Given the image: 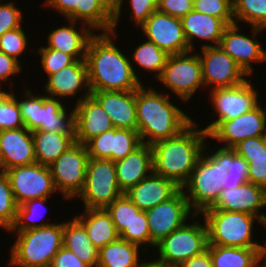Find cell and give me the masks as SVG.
Listing matches in <instances>:
<instances>
[{"mask_svg": "<svg viewBox=\"0 0 266 267\" xmlns=\"http://www.w3.org/2000/svg\"><path fill=\"white\" fill-rule=\"evenodd\" d=\"M249 182L246 177H234V176H229V172L226 175V177L223 179L221 185L222 189H235L242 184H245Z\"/></svg>", "mask_w": 266, "mask_h": 267, "instance_id": "obj_54", "label": "cell"}, {"mask_svg": "<svg viewBox=\"0 0 266 267\" xmlns=\"http://www.w3.org/2000/svg\"><path fill=\"white\" fill-rule=\"evenodd\" d=\"M74 108L75 141L85 145L90 139L114 128L101 105L91 96L83 94Z\"/></svg>", "mask_w": 266, "mask_h": 267, "instance_id": "obj_20", "label": "cell"}, {"mask_svg": "<svg viewBox=\"0 0 266 267\" xmlns=\"http://www.w3.org/2000/svg\"><path fill=\"white\" fill-rule=\"evenodd\" d=\"M88 161L86 146L75 142L49 165L54 186L66 201L83 190Z\"/></svg>", "mask_w": 266, "mask_h": 267, "instance_id": "obj_11", "label": "cell"}, {"mask_svg": "<svg viewBox=\"0 0 266 267\" xmlns=\"http://www.w3.org/2000/svg\"><path fill=\"white\" fill-rule=\"evenodd\" d=\"M5 172L18 206L29 200L48 198L57 191L49 166L34 163Z\"/></svg>", "mask_w": 266, "mask_h": 267, "instance_id": "obj_12", "label": "cell"}, {"mask_svg": "<svg viewBox=\"0 0 266 267\" xmlns=\"http://www.w3.org/2000/svg\"><path fill=\"white\" fill-rule=\"evenodd\" d=\"M91 96L104 109L114 128L137 130L136 90L92 91Z\"/></svg>", "mask_w": 266, "mask_h": 267, "instance_id": "obj_23", "label": "cell"}, {"mask_svg": "<svg viewBox=\"0 0 266 267\" xmlns=\"http://www.w3.org/2000/svg\"><path fill=\"white\" fill-rule=\"evenodd\" d=\"M204 44L201 46L202 55L199 54V59L205 87H210V85H212V89L233 87L246 80L245 72L220 45Z\"/></svg>", "mask_w": 266, "mask_h": 267, "instance_id": "obj_15", "label": "cell"}, {"mask_svg": "<svg viewBox=\"0 0 266 267\" xmlns=\"http://www.w3.org/2000/svg\"><path fill=\"white\" fill-rule=\"evenodd\" d=\"M238 23L228 25L221 37L220 46L229 54L236 64L245 72L247 76L253 73L252 62L262 63L266 61V51L262 48L261 43L255 38L257 33L262 32L263 28L253 27V39L240 34Z\"/></svg>", "mask_w": 266, "mask_h": 267, "instance_id": "obj_18", "label": "cell"}, {"mask_svg": "<svg viewBox=\"0 0 266 267\" xmlns=\"http://www.w3.org/2000/svg\"><path fill=\"white\" fill-rule=\"evenodd\" d=\"M192 51L169 55L160 77V83L172 90L178 98L189 101L204 86L199 53Z\"/></svg>", "mask_w": 266, "mask_h": 267, "instance_id": "obj_10", "label": "cell"}, {"mask_svg": "<svg viewBox=\"0 0 266 267\" xmlns=\"http://www.w3.org/2000/svg\"><path fill=\"white\" fill-rule=\"evenodd\" d=\"M36 163L49 166L75 141L74 133L32 131Z\"/></svg>", "mask_w": 266, "mask_h": 267, "instance_id": "obj_30", "label": "cell"}, {"mask_svg": "<svg viewBox=\"0 0 266 267\" xmlns=\"http://www.w3.org/2000/svg\"><path fill=\"white\" fill-rule=\"evenodd\" d=\"M82 21L93 30L112 32L113 16L98 0H77V22Z\"/></svg>", "mask_w": 266, "mask_h": 267, "instance_id": "obj_35", "label": "cell"}, {"mask_svg": "<svg viewBox=\"0 0 266 267\" xmlns=\"http://www.w3.org/2000/svg\"><path fill=\"white\" fill-rule=\"evenodd\" d=\"M36 163L32 132L26 127L2 130L0 168L4 171Z\"/></svg>", "mask_w": 266, "mask_h": 267, "instance_id": "obj_22", "label": "cell"}, {"mask_svg": "<svg viewBox=\"0 0 266 267\" xmlns=\"http://www.w3.org/2000/svg\"><path fill=\"white\" fill-rule=\"evenodd\" d=\"M140 267H173L164 263H161L157 260L149 261V262H141Z\"/></svg>", "mask_w": 266, "mask_h": 267, "instance_id": "obj_56", "label": "cell"}, {"mask_svg": "<svg viewBox=\"0 0 266 267\" xmlns=\"http://www.w3.org/2000/svg\"><path fill=\"white\" fill-rule=\"evenodd\" d=\"M159 251L157 261L177 267L181 262L199 255L207 250V226L197 221L185 223L168 236L164 237L155 246Z\"/></svg>", "mask_w": 266, "mask_h": 267, "instance_id": "obj_8", "label": "cell"}, {"mask_svg": "<svg viewBox=\"0 0 266 267\" xmlns=\"http://www.w3.org/2000/svg\"><path fill=\"white\" fill-rule=\"evenodd\" d=\"M17 232L9 264L17 267H49L63 246V223Z\"/></svg>", "mask_w": 266, "mask_h": 267, "instance_id": "obj_5", "label": "cell"}, {"mask_svg": "<svg viewBox=\"0 0 266 267\" xmlns=\"http://www.w3.org/2000/svg\"><path fill=\"white\" fill-rule=\"evenodd\" d=\"M132 61L136 62L141 69L155 72L158 79L166 65L169 55L161 50L155 43L146 41L134 48Z\"/></svg>", "mask_w": 266, "mask_h": 267, "instance_id": "obj_37", "label": "cell"}, {"mask_svg": "<svg viewBox=\"0 0 266 267\" xmlns=\"http://www.w3.org/2000/svg\"><path fill=\"white\" fill-rule=\"evenodd\" d=\"M17 207L6 172L0 168V227L4 230L14 224Z\"/></svg>", "mask_w": 266, "mask_h": 267, "instance_id": "obj_39", "label": "cell"}, {"mask_svg": "<svg viewBox=\"0 0 266 267\" xmlns=\"http://www.w3.org/2000/svg\"><path fill=\"white\" fill-rule=\"evenodd\" d=\"M121 195L114 162L89 158L85 184L78 195L85 209H106Z\"/></svg>", "mask_w": 266, "mask_h": 267, "instance_id": "obj_9", "label": "cell"}, {"mask_svg": "<svg viewBox=\"0 0 266 267\" xmlns=\"http://www.w3.org/2000/svg\"><path fill=\"white\" fill-rule=\"evenodd\" d=\"M182 28L188 42L189 49L193 51V40L201 39L214 42L218 46L225 28L228 26L222 19L198 11H190L181 18Z\"/></svg>", "mask_w": 266, "mask_h": 267, "instance_id": "obj_28", "label": "cell"}, {"mask_svg": "<svg viewBox=\"0 0 266 267\" xmlns=\"http://www.w3.org/2000/svg\"><path fill=\"white\" fill-rule=\"evenodd\" d=\"M227 174L226 148L220 147L210 155L203 150L189 179L181 187L195 214L217 202L222 191L221 183Z\"/></svg>", "mask_w": 266, "mask_h": 267, "instance_id": "obj_4", "label": "cell"}, {"mask_svg": "<svg viewBox=\"0 0 266 267\" xmlns=\"http://www.w3.org/2000/svg\"><path fill=\"white\" fill-rule=\"evenodd\" d=\"M22 11L13 2L0 3V37L7 31L21 27Z\"/></svg>", "mask_w": 266, "mask_h": 267, "instance_id": "obj_47", "label": "cell"}, {"mask_svg": "<svg viewBox=\"0 0 266 267\" xmlns=\"http://www.w3.org/2000/svg\"><path fill=\"white\" fill-rule=\"evenodd\" d=\"M106 211L110 214L114 226L120 234L141 210L123 194L115 199L106 208Z\"/></svg>", "mask_w": 266, "mask_h": 267, "instance_id": "obj_41", "label": "cell"}, {"mask_svg": "<svg viewBox=\"0 0 266 267\" xmlns=\"http://www.w3.org/2000/svg\"><path fill=\"white\" fill-rule=\"evenodd\" d=\"M157 10L173 17L182 18L193 10L192 0H158Z\"/></svg>", "mask_w": 266, "mask_h": 267, "instance_id": "obj_48", "label": "cell"}, {"mask_svg": "<svg viewBox=\"0 0 266 267\" xmlns=\"http://www.w3.org/2000/svg\"><path fill=\"white\" fill-rule=\"evenodd\" d=\"M117 32L95 34L88 45L85 61L92 91L137 90L141 81L131 60L115 45Z\"/></svg>", "mask_w": 266, "mask_h": 267, "instance_id": "obj_1", "label": "cell"}, {"mask_svg": "<svg viewBox=\"0 0 266 267\" xmlns=\"http://www.w3.org/2000/svg\"><path fill=\"white\" fill-rule=\"evenodd\" d=\"M204 221L208 231V245L260 248L261 244L253 242L254 219L265 224L256 216L214 209L212 206L203 210Z\"/></svg>", "mask_w": 266, "mask_h": 267, "instance_id": "obj_6", "label": "cell"}, {"mask_svg": "<svg viewBox=\"0 0 266 267\" xmlns=\"http://www.w3.org/2000/svg\"><path fill=\"white\" fill-rule=\"evenodd\" d=\"M148 41L155 43L168 55L191 51L186 40L181 18L153 12L140 27Z\"/></svg>", "mask_w": 266, "mask_h": 267, "instance_id": "obj_16", "label": "cell"}, {"mask_svg": "<svg viewBox=\"0 0 266 267\" xmlns=\"http://www.w3.org/2000/svg\"><path fill=\"white\" fill-rule=\"evenodd\" d=\"M21 63L0 51V82H6L11 76L21 71Z\"/></svg>", "mask_w": 266, "mask_h": 267, "instance_id": "obj_52", "label": "cell"}, {"mask_svg": "<svg viewBox=\"0 0 266 267\" xmlns=\"http://www.w3.org/2000/svg\"><path fill=\"white\" fill-rule=\"evenodd\" d=\"M212 207L254 215L266 226V215L260 211L266 207V189L260 185L247 182L235 189H222L220 198Z\"/></svg>", "mask_w": 266, "mask_h": 267, "instance_id": "obj_21", "label": "cell"}, {"mask_svg": "<svg viewBox=\"0 0 266 267\" xmlns=\"http://www.w3.org/2000/svg\"><path fill=\"white\" fill-rule=\"evenodd\" d=\"M47 199L48 198L33 199L18 206L15 222L8 231L10 232L26 231L29 229L41 228V227L54 224L51 222L37 223V221H39L40 219H43L44 217L43 214L41 213V209L45 208V205H46L45 203L47 202ZM41 214L42 216H40Z\"/></svg>", "mask_w": 266, "mask_h": 267, "instance_id": "obj_36", "label": "cell"}, {"mask_svg": "<svg viewBox=\"0 0 266 267\" xmlns=\"http://www.w3.org/2000/svg\"><path fill=\"white\" fill-rule=\"evenodd\" d=\"M233 149L248 162V181L266 189V136L247 138Z\"/></svg>", "mask_w": 266, "mask_h": 267, "instance_id": "obj_31", "label": "cell"}, {"mask_svg": "<svg viewBox=\"0 0 266 267\" xmlns=\"http://www.w3.org/2000/svg\"><path fill=\"white\" fill-rule=\"evenodd\" d=\"M15 94L0 89V130L22 128L24 122Z\"/></svg>", "mask_w": 266, "mask_h": 267, "instance_id": "obj_40", "label": "cell"}, {"mask_svg": "<svg viewBox=\"0 0 266 267\" xmlns=\"http://www.w3.org/2000/svg\"><path fill=\"white\" fill-rule=\"evenodd\" d=\"M177 267H213L212 259L208 250L181 262Z\"/></svg>", "mask_w": 266, "mask_h": 267, "instance_id": "obj_53", "label": "cell"}, {"mask_svg": "<svg viewBox=\"0 0 266 267\" xmlns=\"http://www.w3.org/2000/svg\"><path fill=\"white\" fill-rule=\"evenodd\" d=\"M179 189L172 180L152 172L124 195L145 211L170 199Z\"/></svg>", "mask_w": 266, "mask_h": 267, "instance_id": "obj_26", "label": "cell"}, {"mask_svg": "<svg viewBox=\"0 0 266 267\" xmlns=\"http://www.w3.org/2000/svg\"><path fill=\"white\" fill-rule=\"evenodd\" d=\"M120 239L137 244L150 245V233L145 211H140L129 225L119 234Z\"/></svg>", "mask_w": 266, "mask_h": 267, "instance_id": "obj_43", "label": "cell"}, {"mask_svg": "<svg viewBox=\"0 0 266 267\" xmlns=\"http://www.w3.org/2000/svg\"><path fill=\"white\" fill-rule=\"evenodd\" d=\"M213 267H258L260 248L208 245Z\"/></svg>", "mask_w": 266, "mask_h": 267, "instance_id": "obj_33", "label": "cell"}, {"mask_svg": "<svg viewBox=\"0 0 266 267\" xmlns=\"http://www.w3.org/2000/svg\"><path fill=\"white\" fill-rule=\"evenodd\" d=\"M233 5L237 0H229Z\"/></svg>", "mask_w": 266, "mask_h": 267, "instance_id": "obj_58", "label": "cell"}, {"mask_svg": "<svg viewBox=\"0 0 266 267\" xmlns=\"http://www.w3.org/2000/svg\"><path fill=\"white\" fill-rule=\"evenodd\" d=\"M63 246L72 251L81 261L97 267V249L89 239L83 224L76 218L63 222Z\"/></svg>", "mask_w": 266, "mask_h": 267, "instance_id": "obj_32", "label": "cell"}, {"mask_svg": "<svg viewBox=\"0 0 266 267\" xmlns=\"http://www.w3.org/2000/svg\"><path fill=\"white\" fill-rule=\"evenodd\" d=\"M259 103L251 111L236 118L222 121L208 137L223 142L224 148H234L247 138L265 136L266 134V111Z\"/></svg>", "mask_w": 266, "mask_h": 267, "instance_id": "obj_17", "label": "cell"}, {"mask_svg": "<svg viewBox=\"0 0 266 267\" xmlns=\"http://www.w3.org/2000/svg\"><path fill=\"white\" fill-rule=\"evenodd\" d=\"M234 23L244 21L266 29V0H237L233 5Z\"/></svg>", "mask_w": 266, "mask_h": 267, "instance_id": "obj_38", "label": "cell"}, {"mask_svg": "<svg viewBox=\"0 0 266 267\" xmlns=\"http://www.w3.org/2000/svg\"><path fill=\"white\" fill-rule=\"evenodd\" d=\"M26 90V91H25ZM27 99L18 100L21 118L29 131L74 133V109L68 114L59 98L36 95L25 89Z\"/></svg>", "mask_w": 266, "mask_h": 267, "instance_id": "obj_7", "label": "cell"}, {"mask_svg": "<svg viewBox=\"0 0 266 267\" xmlns=\"http://www.w3.org/2000/svg\"><path fill=\"white\" fill-rule=\"evenodd\" d=\"M49 267H92L81 261L72 251L62 246Z\"/></svg>", "mask_w": 266, "mask_h": 267, "instance_id": "obj_50", "label": "cell"}, {"mask_svg": "<svg viewBox=\"0 0 266 267\" xmlns=\"http://www.w3.org/2000/svg\"><path fill=\"white\" fill-rule=\"evenodd\" d=\"M46 85H44L48 97L76 96L79 92L86 88V93H91L88 80V67L85 59H76L73 63L64 67L57 73L48 76Z\"/></svg>", "mask_w": 266, "mask_h": 267, "instance_id": "obj_25", "label": "cell"}, {"mask_svg": "<svg viewBox=\"0 0 266 267\" xmlns=\"http://www.w3.org/2000/svg\"><path fill=\"white\" fill-rule=\"evenodd\" d=\"M124 0H121L118 12L113 17V27L112 32L116 31V26L120 21L121 10ZM130 6L132 8V21L139 25V28L146 22L148 17L158 8V0H129Z\"/></svg>", "mask_w": 266, "mask_h": 267, "instance_id": "obj_44", "label": "cell"}, {"mask_svg": "<svg viewBox=\"0 0 266 267\" xmlns=\"http://www.w3.org/2000/svg\"><path fill=\"white\" fill-rule=\"evenodd\" d=\"M44 5L55 9L60 15L63 14L67 20L77 22V0H45Z\"/></svg>", "mask_w": 266, "mask_h": 267, "instance_id": "obj_51", "label": "cell"}, {"mask_svg": "<svg viewBox=\"0 0 266 267\" xmlns=\"http://www.w3.org/2000/svg\"><path fill=\"white\" fill-rule=\"evenodd\" d=\"M193 10L220 18L227 25L234 24L233 4L229 0H197Z\"/></svg>", "mask_w": 266, "mask_h": 267, "instance_id": "obj_42", "label": "cell"}, {"mask_svg": "<svg viewBox=\"0 0 266 267\" xmlns=\"http://www.w3.org/2000/svg\"><path fill=\"white\" fill-rule=\"evenodd\" d=\"M67 21L70 26L56 28L48 34V46L46 47L71 55L75 60L85 59L89 42L95 35V31L93 32L90 26L84 24L79 32L75 28L76 21Z\"/></svg>", "mask_w": 266, "mask_h": 267, "instance_id": "obj_27", "label": "cell"}, {"mask_svg": "<svg viewBox=\"0 0 266 267\" xmlns=\"http://www.w3.org/2000/svg\"><path fill=\"white\" fill-rule=\"evenodd\" d=\"M226 166L229 176L248 179V162L232 148H226Z\"/></svg>", "mask_w": 266, "mask_h": 267, "instance_id": "obj_49", "label": "cell"}, {"mask_svg": "<svg viewBox=\"0 0 266 267\" xmlns=\"http://www.w3.org/2000/svg\"><path fill=\"white\" fill-rule=\"evenodd\" d=\"M85 227L87 235L97 249L120 238L106 209H85L76 217Z\"/></svg>", "mask_w": 266, "mask_h": 267, "instance_id": "obj_29", "label": "cell"}, {"mask_svg": "<svg viewBox=\"0 0 266 267\" xmlns=\"http://www.w3.org/2000/svg\"><path fill=\"white\" fill-rule=\"evenodd\" d=\"M193 120L179 134L151 145L153 172L182 187L190 177L203 150L208 134Z\"/></svg>", "mask_w": 266, "mask_h": 267, "instance_id": "obj_2", "label": "cell"}, {"mask_svg": "<svg viewBox=\"0 0 266 267\" xmlns=\"http://www.w3.org/2000/svg\"><path fill=\"white\" fill-rule=\"evenodd\" d=\"M100 4L114 17L118 12L121 0H98Z\"/></svg>", "mask_w": 266, "mask_h": 267, "instance_id": "obj_55", "label": "cell"}, {"mask_svg": "<svg viewBox=\"0 0 266 267\" xmlns=\"http://www.w3.org/2000/svg\"><path fill=\"white\" fill-rule=\"evenodd\" d=\"M114 164L117 183L124 194L153 172L152 147L142 143L132 153Z\"/></svg>", "mask_w": 266, "mask_h": 267, "instance_id": "obj_24", "label": "cell"}, {"mask_svg": "<svg viewBox=\"0 0 266 267\" xmlns=\"http://www.w3.org/2000/svg\"><path fill=\"white\" fill-rule=\"evenodd\" d=\"M145 213L148 220L150 246L152 248L164 237L182 227L188 221L190 213L193 216H198L190 208L181 188L170 199L154 208L145 210Z\"/></svg>", "mask_w": 266, "mask_h": 267, "instance_id": "obj_14", "label": "cell"}, {"mask_svg": "<svg viewBox=\"0 0 266 267\" xmlns=\"http://www.w3.org/2000/svg\"><path fill=\"white\" fill-rule=\"evenodd\" d=\"M247 79L233 87L215 88L211 90L210 99L217 118L203 130L209 135L222 121L236 118L251 111L258 104V92Z\"/></svg>", "mask_w": 266, "mask_h": 267, "instance_id": "obj_13", "label": "cell"}, {"mask_svg": "<svg viewBox=\"0 0 266 267\" xmlns=\"http://www.w3.org/2000/svg\"><path fill=\"white\" fill-rule=\"evenodd\" d=\"M262 259H264L263 264H264V267H266V246L265 245H261L260 247V261H262Z\"/></svg>", "mask_w": 266, "mask_h": 267, "instance_id": "obj_57", "label": "cell"}, {"mask_svg": "<svg viewBox=\"0 0 266 267\" xmlns=\"http://www.w3.org/2000/svg\"><path fill=\"white\" fill-rule=\"evenodd\" d=\"M169 98L168 93L151 86L146 89L143 84L136 90L137 131L142 143L152 145L174 137L193 121Z\"/></svg>", "mask_w": 266, "mask_h": 267, "instance_id": "obj_3", "label": "cell"}, {"mask_svg": "<svg viewBox=\"0 0 266 267\" xmlns=\"http://www.w3.org/2000/svg\"><path fill=\"white\" fill-rule=\"evenodd\" d=\"M27 37L21 27L5 32L0 37V51L18 60L27 49Z\"/></svg>", "mask_w": 266, "mask_h": 267, "instance_id": "obj_45", "label": "cell"}, {"mask_svg": "<svg viewBox=\"0 0 266 267\" xmlns=\"http://www.w3.org/2000/svg\"><path fill=\"white\" fill-rule=\"evenodd\" d=\"M140 246L123 239L99 249L97 267H140Z\"/></svg>", "mask_w": 266, "mask_h": 267, "instance_id": "obj_34", "label": "cell"}, {"mask_svg": "<svg viewBox=\"0 0 266 267\" xmlns=\"http://www.w3.org/2000/svg\"><path fill=\"white\" fill-rule=\"evenodd\" d=\"M141 144L137 130L112 128L90 139L85 146L89 158L116 162L132 153Z\"/></svg>", "mask_w": 266, "mask_h": 267, "instance_id": "obj_19", "label": "cell"}, {"mask_svg": "<svg viewBox=\"0 0 266 267\" xmlns=\"http://www.w3.org/2000/svg\"><path fill=\"white\" fill-rule=\"evenodd\" d=\"M37 52L41 56V65L47 76L57 73L75 61L71 55L48 47H40Z\"/></svg>", "mask_w": 266, "mask_h": 267, "instance_id": "obj_46", "label": "cell"}]
</instances>
